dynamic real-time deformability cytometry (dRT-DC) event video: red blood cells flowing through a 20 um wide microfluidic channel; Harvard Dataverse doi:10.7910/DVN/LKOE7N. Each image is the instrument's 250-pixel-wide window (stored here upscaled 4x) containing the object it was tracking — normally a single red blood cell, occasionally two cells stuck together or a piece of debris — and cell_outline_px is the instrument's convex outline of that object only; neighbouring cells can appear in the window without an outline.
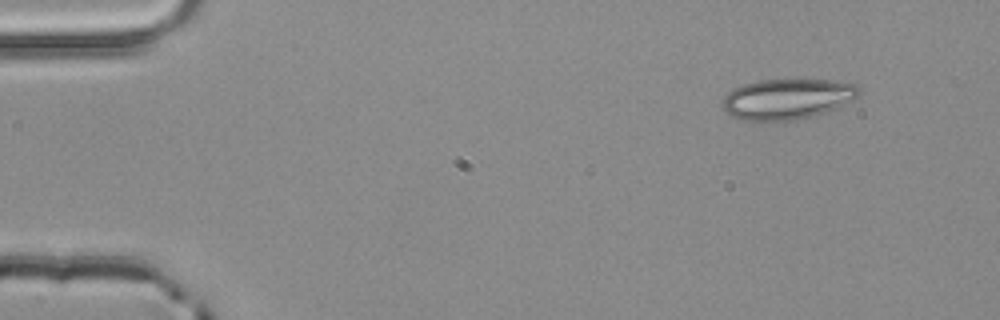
{"species": "common noctule bat (a hibernating species)", "species_latin": "Nyctalus noctula", "temperature_condition": "room temperature", "stored_images_in_passage": 3, "camera_frame_rate_fps": 3000, "um_per_image_px": 0.085, "animal": {"sex": "male", "body_mass_g": 20.4}, "frame": {"image": 1, "passage_image": 3, "time_ms": 0.667, "image_size_px": [1000, 320], "cell_outline_px": [[860, 92], [852, 100], [816, 116], [796, 120], [740, 120], [732, 116], [724, 108], [724, 96], [732, 88], [756, 80], [836, 80], [856, 84], [860, 88]], "centroid_in_image_um": [66.93, 8.4], "position_along_channel_um": 18.1, "area_um2": 32.08}}